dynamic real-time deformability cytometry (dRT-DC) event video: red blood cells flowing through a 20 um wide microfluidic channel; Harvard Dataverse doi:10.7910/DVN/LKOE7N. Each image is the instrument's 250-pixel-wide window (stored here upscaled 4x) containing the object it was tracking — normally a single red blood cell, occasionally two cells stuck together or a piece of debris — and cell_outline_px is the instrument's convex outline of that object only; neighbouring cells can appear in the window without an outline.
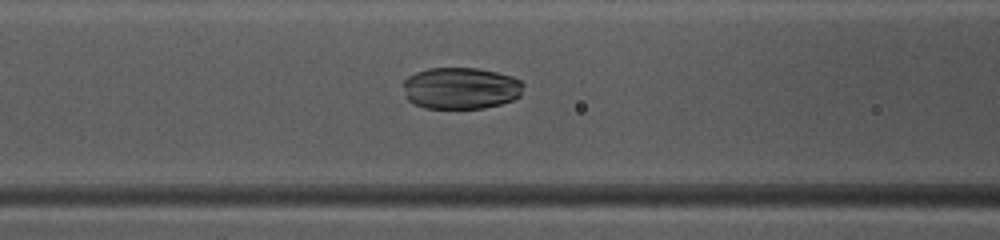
{"species": "common noctule bat (a hibernating species)", "species_latin": "Nyctalus noctula", "temperature_condition": "warm", "stored_images_in_passage": 50, "camera_frame_rate_fps": 3000, "um_per_image_px": 0.085, "animal": {"sex": "female", "body_mass_g": 10.0, "forearm_length_mm": 53.1}, "frame": {"image": 1, "passage_image": 21, "time_ms": 6.667, "image_size_px": [1000, 240], "cell_outline_px": [[524, 84], [520, 96], [512, 100], [500, 104], [484, 108], [424, 108], [412, 104], [404, 96], [404, 80], [408, 76], [416, 72], [428, 68], [476, 68], [496, 72], [512, 76], [520, 80]], "centroid_in_image_um": [39.15, 7.5], "position_along_channel_um": 127.5, "area_um2": 29.42}}
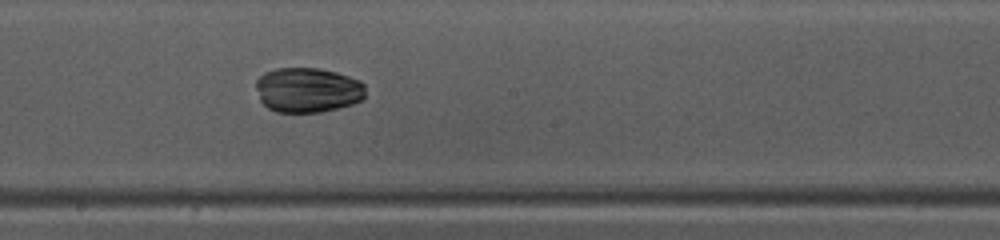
{"frame": {"image": 2, "passage_image": 28, "time_ms": 9.0, "image_size_px": [1000, 240], "cell_outline_px": [[364, 96], [360, 100], [352, 104], [320, 112], [276, 112], [268, 108], [260, 100], [256, 88], [256, 80], [264, 72], [276, 68], [320, 68], [336, 72], [360, 80], [364, 84]], "centroid_in_image_um": [26.13, 7.64], "position_along_channel_um": 222.1, "area_um2": 28.67}}
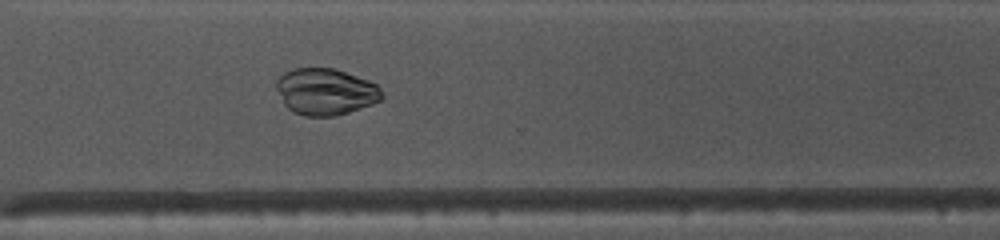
{"frame": {"image": 3, "passage_image": 37, "time_ms": 12.0, "image_size_px": [1000, 240], "cell_outline_px": [[384, 96], [380, 100], [372, 104], [336, 116], [304, 116], [292, 112], [284, 104], [276, 88], [276, 80], [284, 72], [292, 68], [336, 68], [368, 80], [376, 84], [380, 88]], "centroid_in_image_um": [27.66, 7.78], "position_along_channel_um": 342.9, "area_um2": 28.78}}